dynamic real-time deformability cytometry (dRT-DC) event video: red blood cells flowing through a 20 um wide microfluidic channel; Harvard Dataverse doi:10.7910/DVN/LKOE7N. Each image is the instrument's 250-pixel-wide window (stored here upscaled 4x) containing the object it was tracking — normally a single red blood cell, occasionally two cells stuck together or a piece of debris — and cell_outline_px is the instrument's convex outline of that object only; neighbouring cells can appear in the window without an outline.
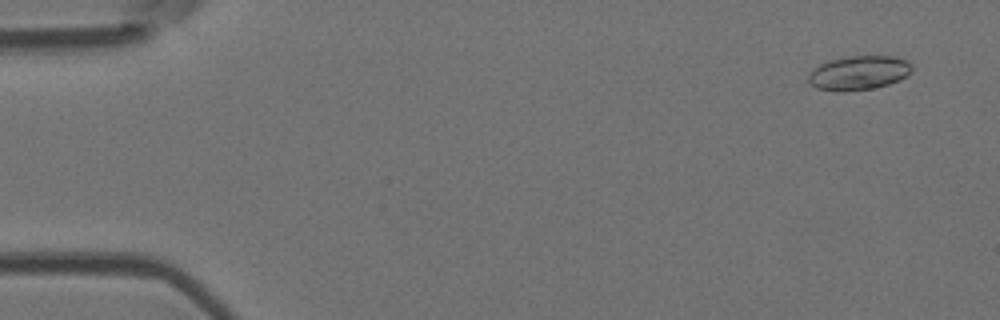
{"species": "Egyptian fruit bat (a non-hibernating species)", "species_latin": "Rousettus aegyptiacus", "temperature_condition": "room temperature", "stored_images_in_passage": 38, "camera_frame_rate_fps": 3000, "um_per_image_px": 0.085, "animal": {"sex": "female"}, "frame": {"image": 1, "passage_image": 4, "time_ms": 1.0, "image_size_px": [1000, 320], "cell_outline_px": [[912, 72], [888, 84], [872, 88], [816, 88], [808, 80], [808, 76], [820, 64], [828, 60], [848, 56], [896, 56], [908, 60], [912, 64]], "centroid_in_image_um": [73.07, 6.12], "position_along_channel_um": 11.9, "area_um2": 19.65}}
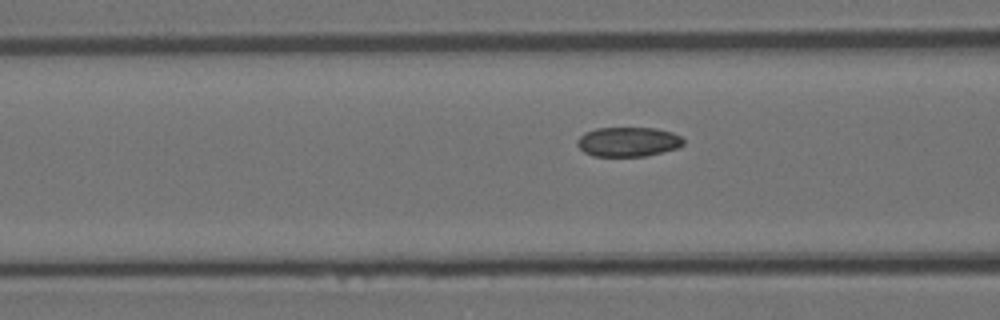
{"frame": {"image": 2, "passage_image": 22, "time_ms": 7.0, "image_size_px": [1000, 320], "cell_outline_px": [[684, 144], [676, 148], [644, 156], [592, 156], [584, 152], [576, 144], [576, 140], [584, 132], [596, 128], [656, 128], [672, 132], [680, 136], [684, 140]], "centroid_in_image_um": [53.35, 12.04], "position_along_channel_um": 113.2, "area_um2": 18.26}}
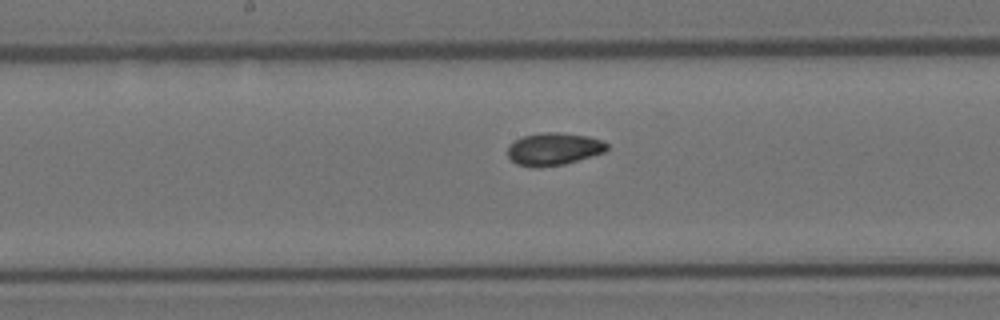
{"frame": {"image": 3, "passage_image": 29, "time_ms": 9.333, "image_size_px": [1000, 320], "cell_outline_px": [[608, 148], [604, 152], [564, 164], [540, 168], [532, 168], [516, 164], [508, 156], [508, 144], [524, 136], [544, 132], [556, 132], [588, 136], [604, 140], [608, 144]], "centroid_in_image_um": [47.06, 12.67], "position_along_channel_um": 201.1, "area_um2": 18.9}}